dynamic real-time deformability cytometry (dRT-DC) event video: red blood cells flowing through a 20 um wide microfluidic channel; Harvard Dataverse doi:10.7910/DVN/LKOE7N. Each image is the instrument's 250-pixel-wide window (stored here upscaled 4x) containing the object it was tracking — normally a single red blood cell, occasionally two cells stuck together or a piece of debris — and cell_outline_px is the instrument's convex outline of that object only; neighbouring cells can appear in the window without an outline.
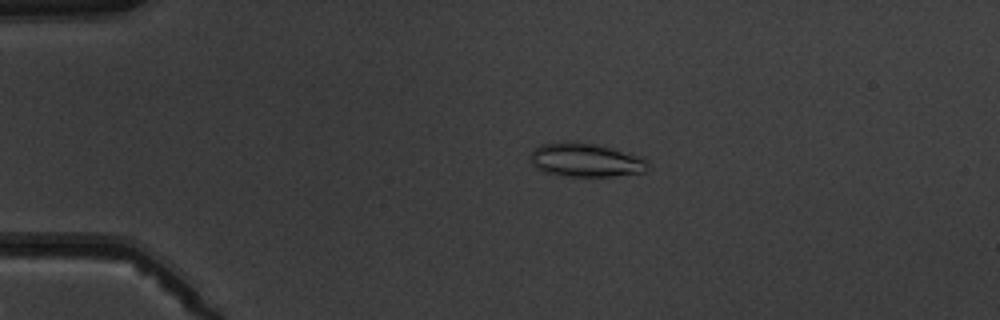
{"species": "common noctule bat (a hibernating species)", "species_latin": "Nyctalus noctula", "temperature_condition": "warm", "stored_images_in_passage": 7, "camera_frame_rate_fps": 3000, "um_per_image_px": 0.085, "animal": {"sex": "male", "body_mass_g": 19.5, "forearm_length_mm": 54.6}, "frame": {"image": 1, "passage_image": 4, "time_ms": 3.333, "image_size_px": [1000, 320], "cell_outline_px": [[648, 168], [644, 172], [612, 176], [568, 176], [544, 172], [536, 168], [532, 164], [532, 148], [540, 144], [564, 140], [576, 140], [600, 144], [640, 156], [648, 160]], "centroid_in_image_um": [49.77, 13.56], "position_along_channel_um": 35.2, "area_um2": 23.58}}
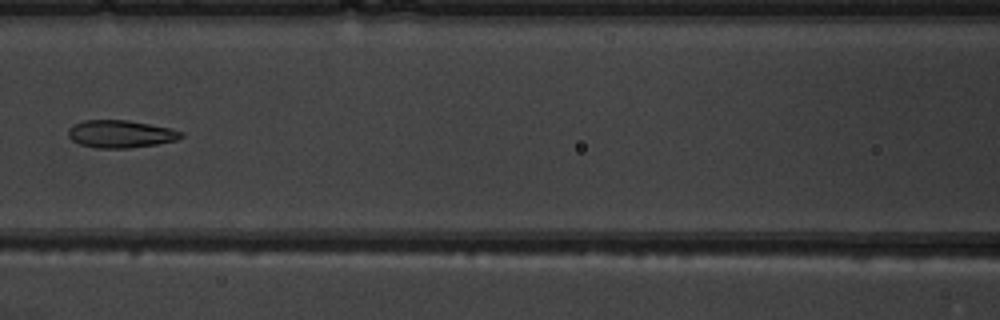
{"frame": {"image": 2, "passage_image": 7, "time_ms": 7.667, "image_size_px": [1000, 320], "cell_outline_px": [[184, 136], [176, 140], [156, 144], [128, 148], [96, 148], [80, 144], [72, 140], [68, 136], [68, 128], [72, 124], [84, 120], [128, 120], [172, 128], [184, 132]], "centroid_in_image_um": [10.25, 11.38], "position_along_channel_um": 156.4, "area_um2": 18.26}}